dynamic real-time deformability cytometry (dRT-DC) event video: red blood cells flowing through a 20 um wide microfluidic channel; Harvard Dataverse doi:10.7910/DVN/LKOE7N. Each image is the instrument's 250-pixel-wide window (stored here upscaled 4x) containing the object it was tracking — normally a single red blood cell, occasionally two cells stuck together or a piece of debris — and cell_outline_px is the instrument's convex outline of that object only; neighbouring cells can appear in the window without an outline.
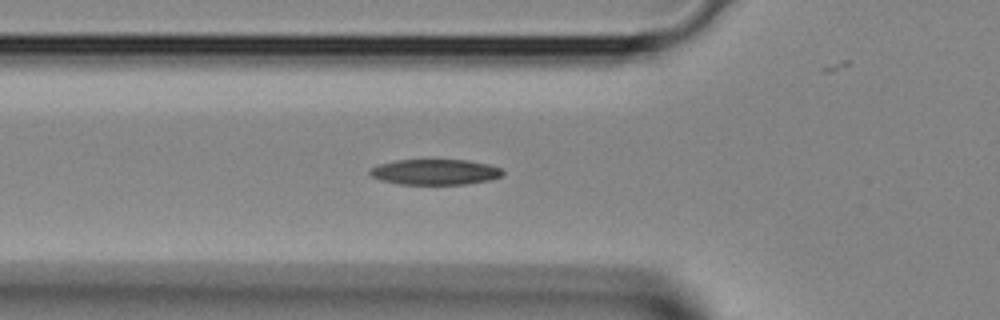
{"species": "Egyptian fruit bat (a non-hibernating species)", "species_latin": "Rousettus aegyptiacus", "temperature_condition": "room temperature", "stored_images_in_passage": 28, "camera_frame_rate_fps": 3000, "um_per_image_px": 0.085, "animal": {"sex": "female"}, "frame": {"image": 1, "passage_image": 6, "time_ms": 1.667, "image_size_px": [1000, 320], "cell_outline_px": [[504, 172], [500, 176], [488, 180], [468, 184], [400, 184], [380, 180], [372, 176], [368, 172], [368, 168], [376, 164], [396, 160], [468, 160], [488, 164], [500, 168]], "centroid_in_image_um": [36.92, 14.61], "position_along_channel_um": 88.9, "area_um2": 19.83}}
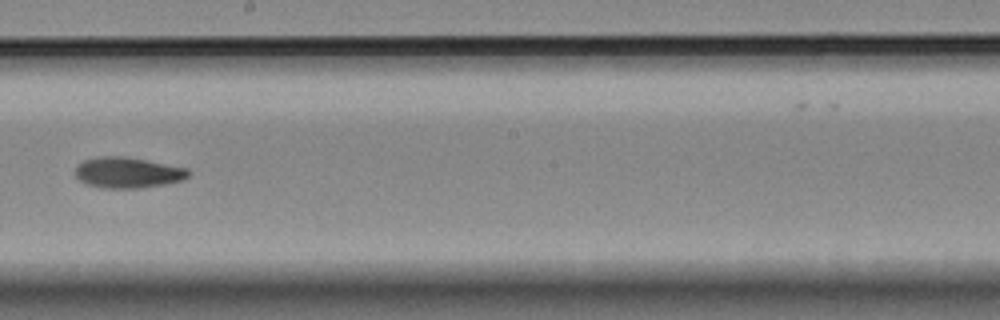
{"frame": {"image": 2, "passage_image": 15, "time_ms": 4.667, "image_size_px": [1000, 320], "cell_outline_px": [[192, 172], [184, 180], [164, 184], [140, 188], [104, 188], [88, 184], [80, 180], [76, 176], [76, 168], [84, 160], [96, 156], [124, 156], [188, 168]], "centroid_in_image_um": [10.89, 14.67], "position_along_channel_um": 237.3, "area_um2": 20.23}}
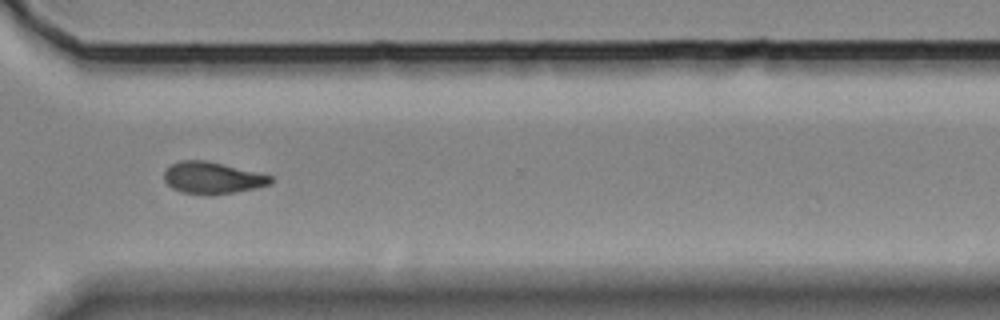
{"frame": {"image": 3, "passage_image": 22, "time_ms": 7.0, "image_size_px": [1000, 320], "cell_outline_px": [[272, 184], [256, 188], [208, 196], [180, 192], [172, 188], [164, 180], [164, 172], [172, 164], [180, 160], [204, 160], [224, 164], [272, 176]], "centroid_in_image_um": [18.04, 15.13], "position_along_channel_um": 352.6, "area_um2": 19.77}}